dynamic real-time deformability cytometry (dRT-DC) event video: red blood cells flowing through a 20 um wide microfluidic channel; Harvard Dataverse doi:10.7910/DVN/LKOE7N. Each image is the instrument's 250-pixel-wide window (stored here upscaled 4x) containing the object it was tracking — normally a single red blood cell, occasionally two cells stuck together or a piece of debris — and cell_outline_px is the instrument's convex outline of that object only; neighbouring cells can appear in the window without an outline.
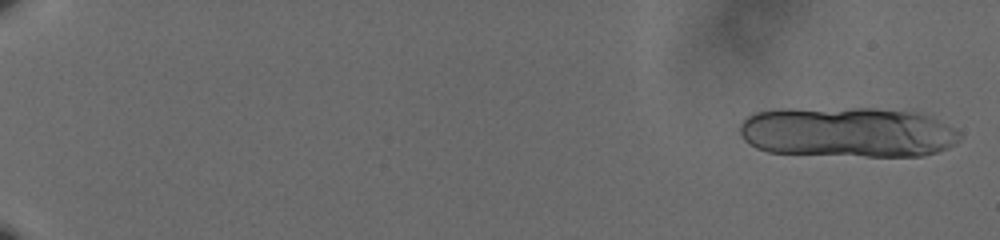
{"species": "human", "species_latin": "Homo sapiens", "temperature_condition": "cold", "stored_images_in_passage": 19, "camera_frame_rate_fps": 3000, "um_per_image_px": 0.085, "donor": {"sex": "male"}, "frame": {"image": 1, "passage_image": 1, "time_ms": 0.0, "image_size_px": [1000, 240], "cell_outline_px": [[960, 140], [956, 144], [948, 148], [924, 156], [864, 156], [768, 152], [756, 148], [748, 144], [740, 136], [740, 124], [748, 116], [756, 112], [780, 108], [912, 108], [932, 116], [960, 132]], "centroid_in_image_um": [72.1, 11.21], "position_along_channel_um": 12.9, "area_um2": 66.01}}